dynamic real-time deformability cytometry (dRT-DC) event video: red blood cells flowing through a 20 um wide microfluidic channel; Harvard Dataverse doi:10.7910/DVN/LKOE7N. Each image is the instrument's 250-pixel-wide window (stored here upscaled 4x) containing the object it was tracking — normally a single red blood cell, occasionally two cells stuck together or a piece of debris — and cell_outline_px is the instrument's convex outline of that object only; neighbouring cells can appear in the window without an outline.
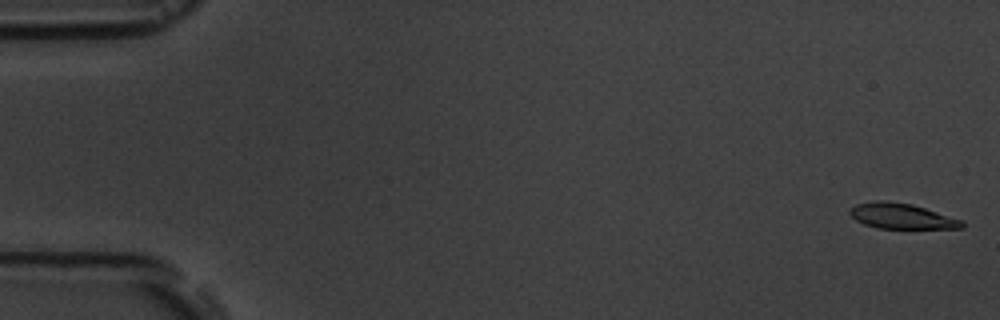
{"species": "common noctule bat (a hibernating species)", "species_latin": "Nyctalus noctula", "temperature_condition": "room temperature", "stored_images_in_passage": 5, "camera_frame_rate_fps": 3000, "um_per_image_px": 0.085, "animal": {"sex": "male", "body_mass_g": 19.5, "forearm_length_mm": 54.6}, "frame": {"image": 1, "passage_image": 1, "time_ms": 0.0, "image_size_px": [1000, 320], "cell_outline_px": [[964, 228], [876, 228], [864, 224], [856, 220], [848, 212], [856, 204], [876, 200], [888, 200], [912, 204], [964, 220]], "centroid_in_image_um": [76.65, 18.36], "position_along_channel_um": 8.4, "area_um2": 16.65}}
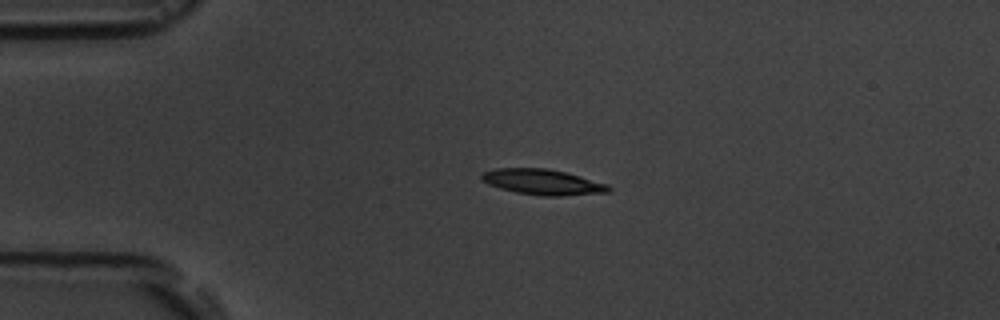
{"frame": {"image": 2, "passage_image": 4, "time_ms": 4.0, "image_size_px": [1000, 320], "cell_outline_px": [[612, 188], [608, 192], [560, 196], [540, 196], [516, 192], [500, 188], [488, 184], [480, 180], [480, 176], [484, 172], [496, 168], [544, 168], [564, 172], [580, 176], [608, 184]], "centroid_in_image_um": [46.11, 15.47], "position_along_channel_um": 38.9, "area_um2": 18.84}}